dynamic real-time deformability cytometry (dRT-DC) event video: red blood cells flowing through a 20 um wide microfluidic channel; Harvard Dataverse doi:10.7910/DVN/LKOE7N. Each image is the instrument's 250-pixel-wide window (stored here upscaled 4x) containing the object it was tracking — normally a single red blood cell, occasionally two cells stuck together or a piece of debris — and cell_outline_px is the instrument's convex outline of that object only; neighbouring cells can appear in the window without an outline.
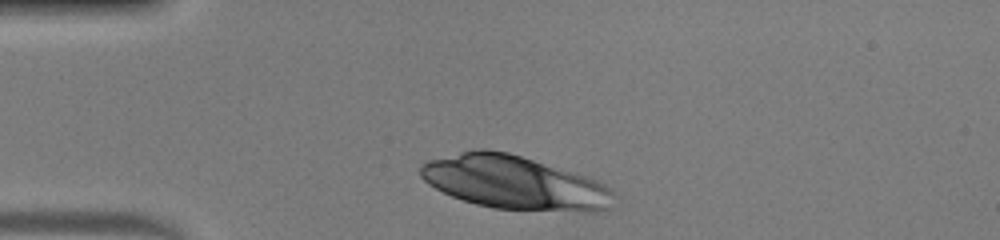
{"species": "human", "species_latin": "Homo sapiens", "temperature_condition": "warm", "stored_images_in_passage": 29, "camera_frame_rate_fps": 3000, "um_per_image_px": 0.085, "donor": {"sex": "male"}, "frame": {"image": 1, "passage_image": 1, "time_ms": 0.0, "image_size_px": [1000, 240], "cell_outline_px": [[612, 192], [608, 208], [596, 212], [592, 212], [492, 208], [476, 204], [452, 196], [428, 184], [420, 176], [420, 164], [428, 160], [460, 152], [480, 148], [488, 148], [508, 152], [588, 176], [604, 184]], "centroid_in_image_um": [43.67, 15.5], "position_along_channel_um": 41.3, "area_um2": 59.88}}